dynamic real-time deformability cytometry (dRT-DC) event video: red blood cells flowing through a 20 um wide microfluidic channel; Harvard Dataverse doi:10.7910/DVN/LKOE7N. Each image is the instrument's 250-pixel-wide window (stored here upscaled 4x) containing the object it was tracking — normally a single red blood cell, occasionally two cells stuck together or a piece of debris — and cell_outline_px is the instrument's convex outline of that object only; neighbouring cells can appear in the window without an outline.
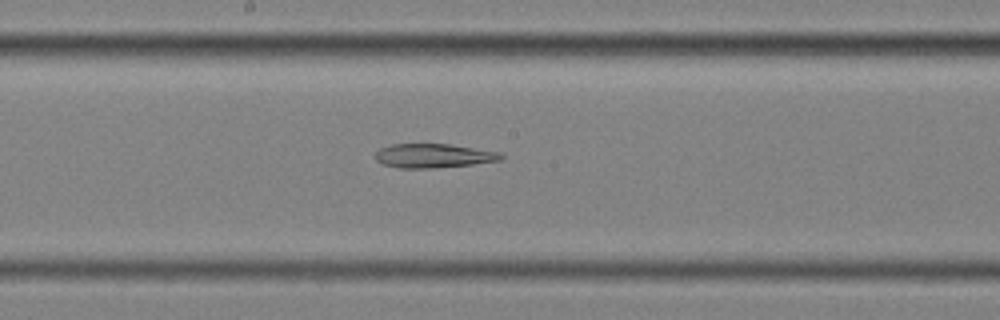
{"species": "common noctule bat (a hibernating species)", "species_latin": "Nyctalus noctula", "temperature_condition": "cold", "stored_images_in_passage": 50, "segment_of_instrument_passage": [2, 2], "camera_frame_rate_fps": 3000, "um_per_image_px": 0.085, "animal": {"sex": "female", "body_mass_g": 25.1}, "frame": {"image": 1, "passage_image": 24, "time_ms": 7.667, "image_size_px": [1000, 320], "cell_outline_px": [[504, 156], [500, 160], [472, 164], [436, 168], [400, 168], [384, 164], [376, 160], [376, 152], [380, 148], [392, 144], [448, 144], [500, 152]], "centroid_in_image_um": [36.84, 13.24], "position_along_channel_um": 211.4, "area_um2": 17.46}}
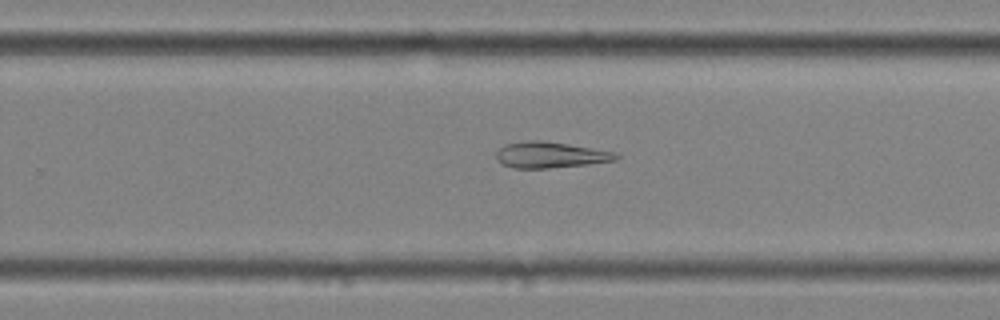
{"frame": {"image": 2, "passage_image": 30, "time_ms": 9.667, "image_size_px": [1000, 320], "cell_outline_px": [[620, 156], [616, 160], [588, 164], [548, 168], [512, 168], [500, 164], [496, 160], [496, 152], [504, 144], [524, 140], [540, 140], [568, 144], [616, 152]], "centroid_in_image_um": [46.73, 13.16], "position_along_channel_um": 283.1, "area_um2": 18.32}}
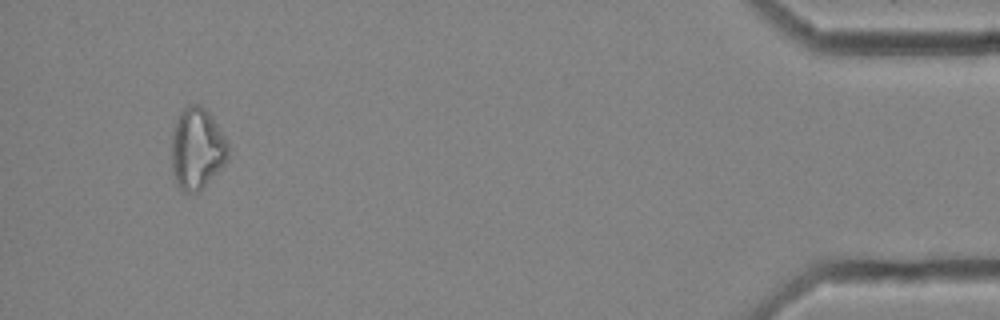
{"frame": {"image": 3, "passage_image": 47, "time_ms": 15.333, "image_size_px": [1000, 320], "cell_outline_px": [[228, 160], [200, 192], [184, 192], [180, 188], [172, 172], [172, 128], [180, 112], [188, 104], [200, 104], [212, 116], [228, 140]], "centroid_in_image_um": [16.75, 12.62], "position_along_channel_um": 418.4, "area_um2": 27.17}}